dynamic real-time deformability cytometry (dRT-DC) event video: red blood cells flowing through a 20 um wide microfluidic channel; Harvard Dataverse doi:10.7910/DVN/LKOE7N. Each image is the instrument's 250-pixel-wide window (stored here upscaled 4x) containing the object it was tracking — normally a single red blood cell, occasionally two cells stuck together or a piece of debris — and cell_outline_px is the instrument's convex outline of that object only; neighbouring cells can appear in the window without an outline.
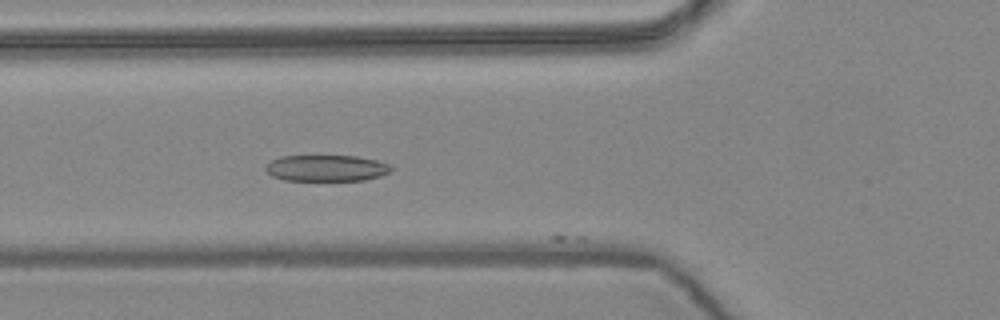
{"species": "common noctule bat (a hibernating species)", "species_latin": "Nyctalus noctula", "temperature_condition": "warm", "stored_images_in_passage": 24, "camera_frame_rate_fps": 3000, "um_per_image_px": 0.085, "animal": {"sex": "female", "body_mass_g": 24.6, "forearm_length_mm": 56.2}, "frame": {"image": 1, "passage_image": 20, "time_ms": 6.333, "image_size_px": [1000, 320], "cell_outline_px": [[392, 168], [388, 172], [380, 176], [364, 180], [284, 180], [272, 176], [264, 168], [272, 160], [280, 156], [356, 156], [376, 160], [392, 164]], "centroid_in_image_um": [27.75, 14.28], "position_along_channel_um": 98.0, "area_um2": 19.13}}
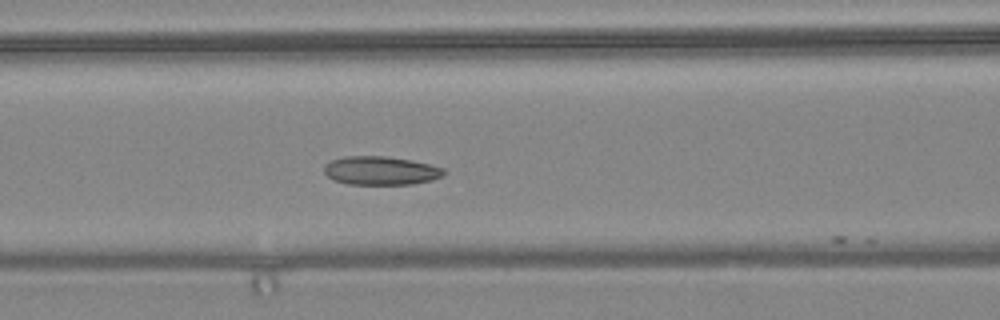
{"frame": {"image": 2, "passage_image": 23, "time_ms": 7.333, "image_size_px": [1000, 320], "cell_outline_px": [[444, 176], [432, 180], [412, 184], [348, 184], [332, 180], [324, 172], [324, 164], [332, 160], [344, 156], [384, 156], [412, 160], [444, 168]], "centroid_in_image_um": [32.35, 14.5], "position_along_channel_um": 134.3, "area_um2": 20.0}}